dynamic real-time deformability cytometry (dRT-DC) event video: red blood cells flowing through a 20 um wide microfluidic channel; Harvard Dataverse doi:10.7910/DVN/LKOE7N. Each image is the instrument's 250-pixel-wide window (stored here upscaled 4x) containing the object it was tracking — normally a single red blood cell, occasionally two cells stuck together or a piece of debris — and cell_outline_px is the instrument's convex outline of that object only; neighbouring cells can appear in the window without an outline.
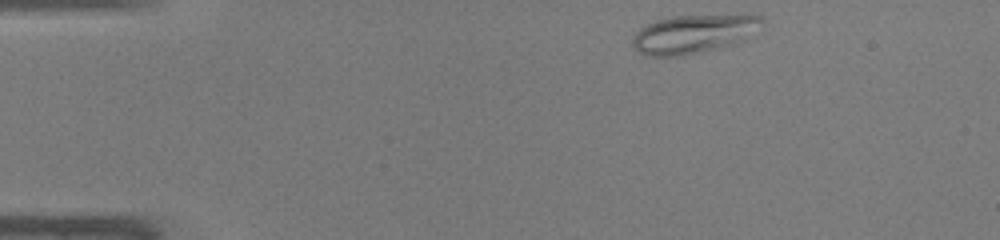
{"species": "common noctule bat (a hibernating species)", "species_latin": "Nyctalus noctula", "temperature_condition": "warm", "stored_images_in_passage": 41, "camera_frame_rate_fps": 3000, "um_per_image_px": 0.085, "animal": {"sex": "male", "body_mass_g": 19.0, "forearm_length_mm": 50.8}, "frame": {"image": 1, "passage_image": 1, "time_ms": 0.0, "image_size_px": [1000, 240], "cell_outline_px": [[764, 28], [744, 40], [704, 52], [684, 56], [644, 56], [632, 44], [632, 36], [640, 28], [656, 20], [672, 16], [760, 16], [764, 20]], "centroid_in_image_um": [58.96, 2.91], "position_along_channel_um": 26.0, "area_um2": 29.13}}
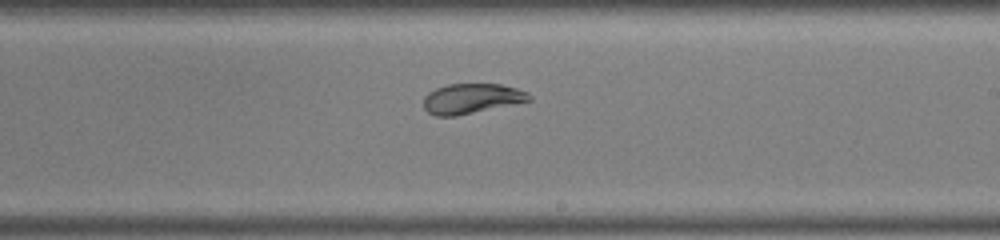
{"frame": {"image": 2, "passage_image": 22, "time_ms": 7.0, "image_size_px": [1000, 240], "cell_outline_px": [[532, 100], [456, 116], [436, 116], [428, 112], [424, 108], [424, 96], [428, 92], [436, 88], [448, 84], [500, 84], [516, 88], [528, 92], [532, 96]], "centroid_in_image_um": [40.08, 8.37], "position_along_channel_um": 248.9, "area_um2": 18.44}}
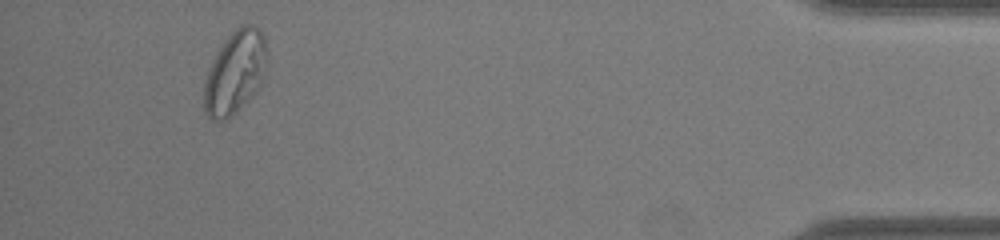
{"frame": {"image": 3, "passage_image": 38, "time_ms": 12.333, "image_size_px": [1000, 240], "cell_outline_px": [[268, 68], [256, 92], [228, 120], [212, 120], [204, 112], [204, 84], [208, 72], [224, 40], [240, 24], [252, 24], [264, 36], [268, 56]], "centroid_in_image_um": [20.02, 6.17], "position_along_channel_um": 415.2, "area_um2": 30.52}}